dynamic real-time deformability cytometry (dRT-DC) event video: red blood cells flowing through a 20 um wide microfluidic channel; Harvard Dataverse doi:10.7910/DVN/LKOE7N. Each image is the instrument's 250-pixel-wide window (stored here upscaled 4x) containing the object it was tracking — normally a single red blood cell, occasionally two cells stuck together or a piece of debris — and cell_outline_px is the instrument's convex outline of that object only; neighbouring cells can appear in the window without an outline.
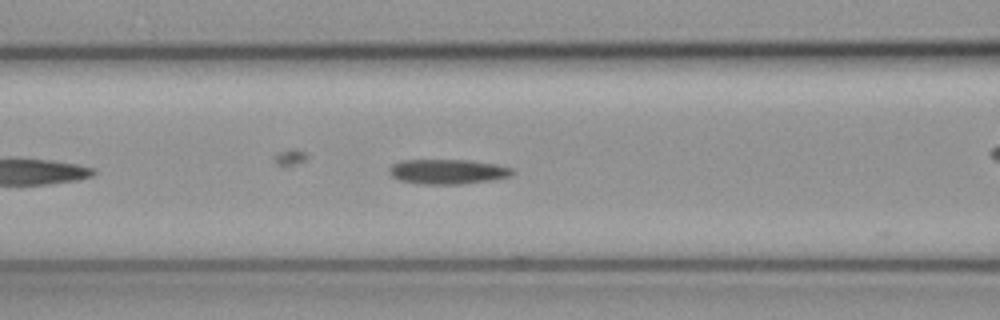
{"species": "common noctule bat (a hibernating species)", "species_latin": "Nyctalus noctula", "temperature_condition": "cold", "stored_images_in_passage": 9, "camera_frame_rate_fps": 3000, "um_per_image_px": 0.085, "animal": {"sex": "female", "body_mass_g": 19.3, "forearm_length_mm": 54.1}, "frame": {"image": 1, "passage_image": 4, "time_ms": 1.0, "image_size_px": [1000, 320], "cell_outline_px": [[516, 172], [512, 176], [492, 180], [460, 184], [420, 184], [400, 180], [392, 176], [388, 172], [388, 168], [392, 164], [400, 160], [468, 160], [496, 164], [512, 168]], "centroid_in_image_um": [38.06, 14.58], "position_along_channel_um": 128.5, "area_um2": 17.98}}